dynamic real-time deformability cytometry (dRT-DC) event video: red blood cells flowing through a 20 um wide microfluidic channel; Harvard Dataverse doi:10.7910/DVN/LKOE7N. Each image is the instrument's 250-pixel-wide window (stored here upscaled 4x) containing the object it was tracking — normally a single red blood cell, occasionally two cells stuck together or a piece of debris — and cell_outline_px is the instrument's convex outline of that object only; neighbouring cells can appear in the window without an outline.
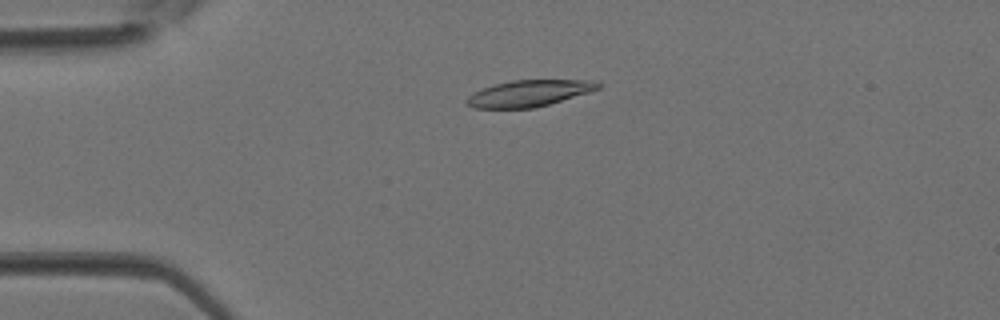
{"species": "Egyptian fruit bat (a non-hibernating species)", "species_latin": "Rousettus aegyptiacus", "temperature_condition": "room temperature", "stored_images_in_passage": 38, "camera_frame_rate_fps": 3000, "um_per_image_px": 0.085, "animal": {"sex": "female"}, "frame": {"image": 1, "passage_image": 9, "time_ms": 2.667, "image_size_px": [1000, 320], "cell_outline_px": [[600, 88], [588, 92], [548, 104], [532, 108], [472, 108], [464, 100], [468, 96], [492, 84], [512, 80], [592, 80], [600, 84]], "centroid_in_image_um": [44.92, 7.92], "position_along_channel_um": 40.1, "area_um2": 19.94}}
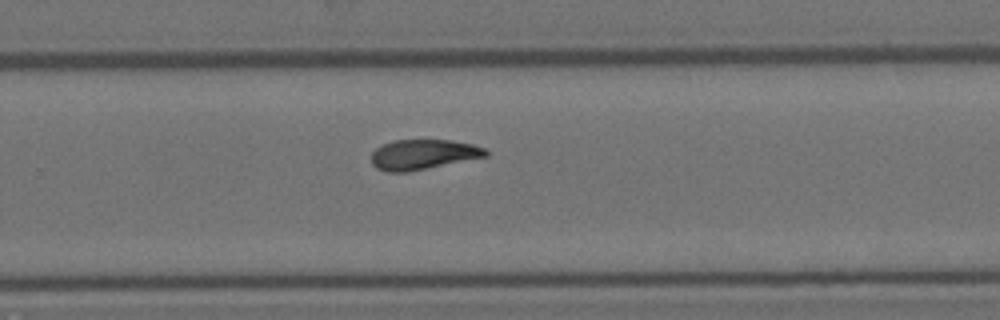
{"frame": {"image": 2, "passage_image": 25, "time_ms": 8.0, "image_size_px": [1000, 320], "cell_outline_px": [[488, 156], [408, 172], [388, 172], [376, 168], [372, 164], [372, 152], [376, 148], [392, 140], [452, 140], [472, 144], [484, 148], [488, 152]], "centroid_in_image_um": [35.96, 13.13], "position_along_channel_um": 293.8, "area_um2": 20.0}}
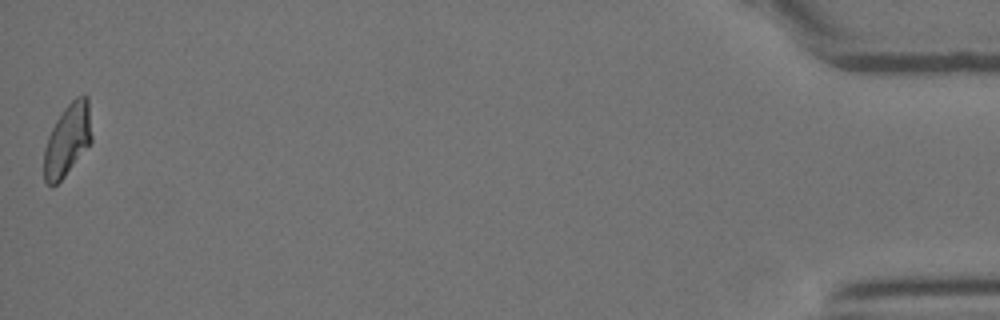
{"frame": {"image": 3, "passage_image": 38, "time_ms": 12.333, "image_size_px": [1000, 320], "cell_outline_px": [[92, 140], [64, 176], [52, 188], [44, 180], [44, 148], [48, 136], [56, 120], [64, 108], [76, 96], [84, 92], [88, 96], [92, 136]], "centroid_in_image_um": [5.73, 11.84], "position_along_channel_um": 429.5, "area_um2": 19.94}}